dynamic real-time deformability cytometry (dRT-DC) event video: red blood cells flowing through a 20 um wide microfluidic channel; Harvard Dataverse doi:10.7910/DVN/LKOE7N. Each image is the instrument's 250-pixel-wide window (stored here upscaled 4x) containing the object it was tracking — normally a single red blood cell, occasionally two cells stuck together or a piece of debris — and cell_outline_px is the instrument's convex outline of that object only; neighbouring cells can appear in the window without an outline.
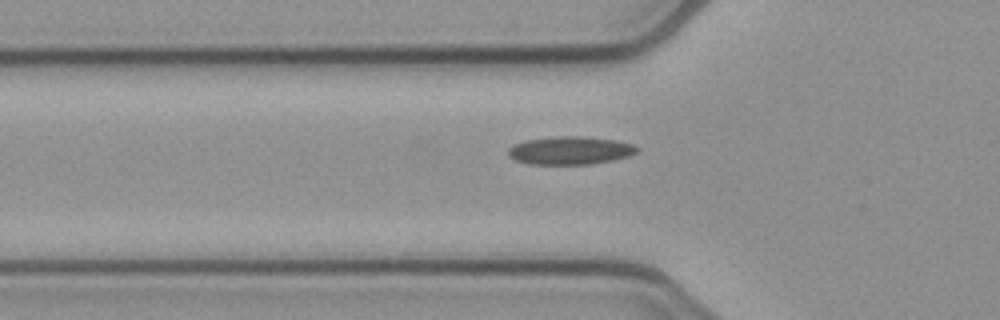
{"species": "common noctule bat (a hibernating species)", "species_latin": "Nyctalus noctula", "temperature_condition": "cold", "stored_images_in_passage": 40, "camera_frame_rate_fps": 3000, "um_per_image_px": 0.085, "animal": {"sex": "female", "body_mass_g": 21.9}, "frame": {"image": 1, "passage_image": 8, "time_ms": 2.333, "image_size_px": [1000, 320], "cell_outline_px": [[640, 148], [636, 152], [628, 156], [612, 160], [588, 164], [528, 164], [516, 160], [508, 156], [508, 148], [512, 144], [524, 140], [556, 136], [584, 136], [612, 140], [632, 144]], "centroid_in_image_um": [48.4, 12.78], "position_along_channel_um": 77.4, "area_um2": 21.04}}
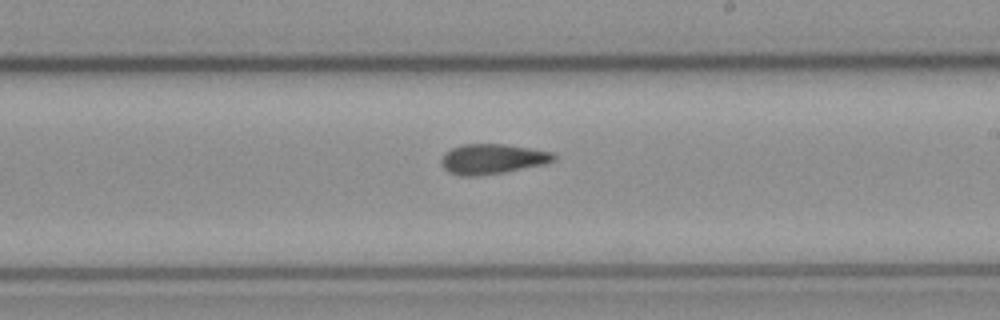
{"frame": {"image": 2, "passage_image": 21, "time_ms": 6.667, "image_size_px": [1000, 320], "cell_outline_px": [[556, 160], [544, 164], [504, 172], [476, 176], [460, 176], [448, 172], [444, 168], [440, 160], [444, 152], [460, 144], [504, 144], [552, 152], [556, 156]], "centroid_in_image_um": [41.81, 13.51], "position_along_channel_um": 247.2, "area_um2": 19.71}}
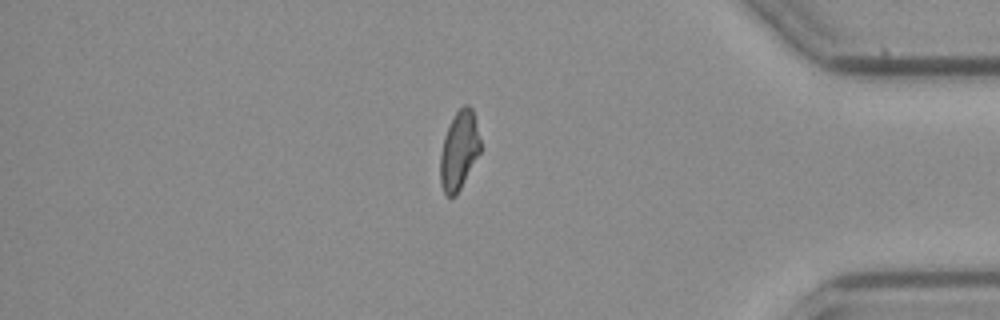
{"frame": {"image": 3, "passage_image": 35, "time_ms": 11.333, "image_size_px": [1000, 320], "cell_outline_px": [[480, 152], [456, 196], [448, 196], [444, 192], [440, 184], [440, 156], [444, 136], [456, 112], [464, 104], [468, 104], [472, 108], [480, 140]], "centroid_in_image_um": [39.01, 12.8], "position_along_channel_um": 396.2, "area_um2": 18.09}}